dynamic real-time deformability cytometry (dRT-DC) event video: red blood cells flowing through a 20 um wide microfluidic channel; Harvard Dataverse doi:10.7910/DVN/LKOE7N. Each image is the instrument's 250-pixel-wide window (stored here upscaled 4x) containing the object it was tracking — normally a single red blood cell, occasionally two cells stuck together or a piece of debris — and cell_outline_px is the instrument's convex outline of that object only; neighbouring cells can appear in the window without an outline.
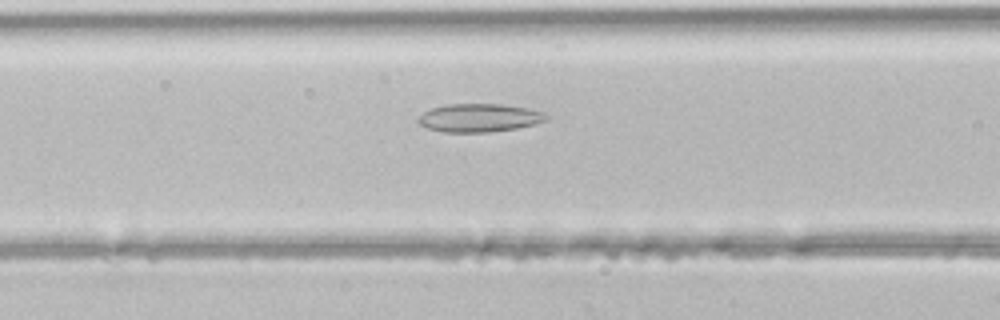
{"species": "common noctule bat (a hibernating species)", "species_latin": "Nyctalus noctula", "temperature_condition": "room temperature", "stored_images_in_passage": 41, "camera_frame_rate_fps": 3000, "um_per_image_px": 0.085, "animal": {"sex": "male", "body_mass_g": 21.5, "forearm_length_mm": 52.0}, "frame": {"image": 1, "passage_image": 17, "time_ms": 5.333, "image_size_px": [1000, 320], "cell_outline_px": [[548, 120], [536, 124], [516, 128], [488, 132], [444, 132], [428, 128], [420, 124], [416, 120], [416, 116], [432, 108], [444, 104], [504, 104], [528, 108], [544, 112], [548, 116]], "centroid_in_image_um": [40.74, 10.01], "position_along_channel_um": 125.9, "area_um2": 21.27}}
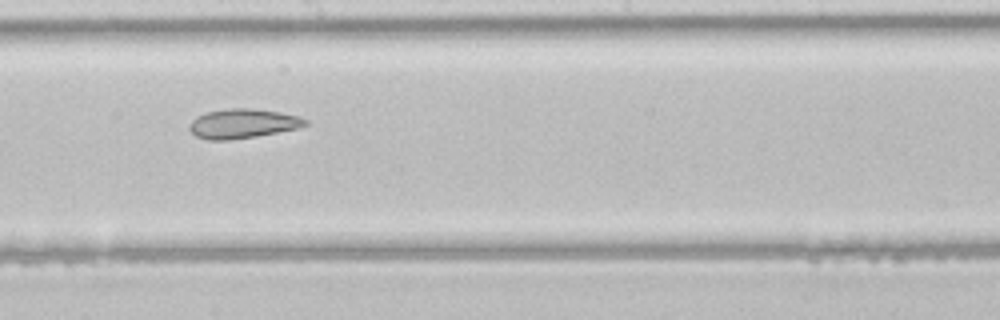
{"frame": {"image": 2, "passage_image": 24, "time_ms": 7.667, "image_size_px": [1000, 320], "cell_outline_px": [[308, 124], [296, 128], [256, 136], [228, 140], [208, 140], [196, 136], [188, 128], [188, 124], [196, 116], [208, 112], [228, 108], [252, 108], [280, 112], [300, 116], [308, 120]], "centroid_in_image_um": [20.61, 10.49], "position_along_channel_um": 227.6, "area_um2": 19.83}}
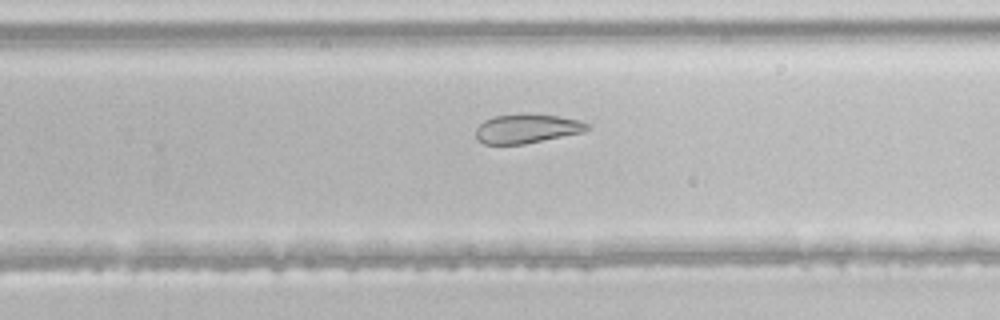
{"frame": {"image": 3, "passage_image": 28, "time_ms": 9.0, "image_size_px": [1000, 320], "cell_outline_px": [[592, 124], [584, 132], [524, 144], [484, 144], [476, 140], [476, 128], [484, 120], [492, 116], [520, 112], [528, 112], [560, 116], [580, 120]], "centroid_in_image_um": [44.78, 10.9], "position_along_channel_um": 285.0, "area_um2": 19.54}}